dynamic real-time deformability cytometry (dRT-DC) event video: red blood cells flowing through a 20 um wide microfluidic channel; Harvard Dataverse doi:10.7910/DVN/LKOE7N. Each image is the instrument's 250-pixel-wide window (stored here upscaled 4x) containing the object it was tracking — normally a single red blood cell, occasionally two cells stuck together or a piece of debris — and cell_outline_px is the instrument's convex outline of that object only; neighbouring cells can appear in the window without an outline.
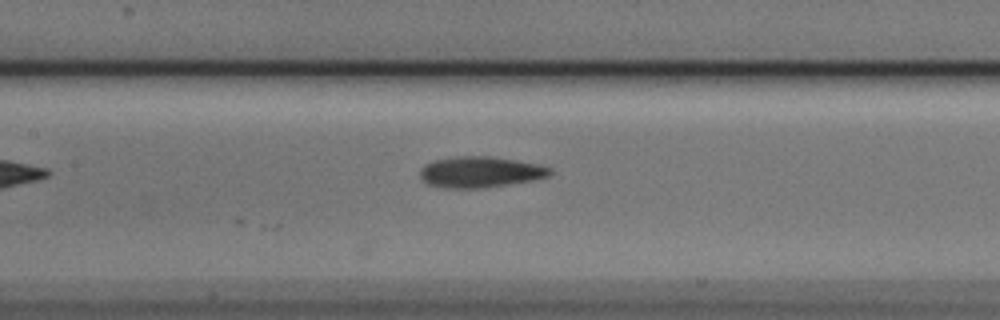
{"species": "Egyptian fruit bat (a non-hibernating species)", "species_latin": "Rousettus aegyptiacus", "temperature_condition": "cold", "stored_images_in_passage": 7, "camera_frame_rate_fps": 3000, "um_per_image_px": 0.085, "animal": {"sex": "male"}, "frame": {"image": 1, "passage_image": 6, "time_ms": 1.667, "image_size_px": [1000, 320], "cell_outline_px": [[552, 172], [548, 176], [536, 180], [484, 188], [444, 188], [428, 184], [420, 176], [420, 168], [424, 164], [432, 160], [456, 156], [488, 156], [536, 164], [552, 168]], "centroid_in_image_um": [40.79, 14.63], "position_along_channel_um": 166.6, "area_um2": 23.52}}